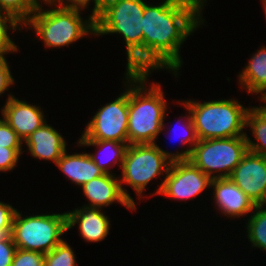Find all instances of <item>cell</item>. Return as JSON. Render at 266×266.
Returning a JSON list of instances; mask_svg holds the SVG:
<instances>
[{"label": "cell", "mask_w": 266, "mask_h": 266, "mask_svg": "<svg viewBox=\"0 0 266 266\" xmlns=\"http://www.w3.org/2000/svg\"><path fill=\"white\" fill-rule=\"evenodd\" d=\"M206 0H164L146 4L143 13V42L156 48L179 71L181 45L204 25L202 10ZM197 28V29H196Z\"/></svg>", "instance_id": "obj_1"}, {"label": "cell", "mask_w": 266, "mask_h": 266, "mask_svg": "<svg viewBox=\"0 0 266 266\" xmlns=\"http://www.w3.org/2000/svg\"><path fill=\"white\" fill-rule=\"evenodd\" d=\"M146 84H128V144L155 143L166 128L168 105L161 85Z\"/></svg>", "instance_id": "obj_2"}, {"label": "cell", "mask_w": 266, "mask_h": 266, "mask_svg": "<svg viewBox=\"0 0 266 266\" xmlns=\"http://www.w3.org/2000/svg\"><path fill=\"white\" fill-rule=\"evenodd\" d=\"M42 2L52 9L44 10ZM41 3L23 28L32 27L46 47L53 49L69 46L84 36L95 35V16L92 13L84 20L80 15L82 14L80 11L84 9L59 6L45 0H41Z\"/></svg>", "instance_id": "obj_3"}, {"label": "cell", "mask_w": 266, "mask_h": 266, "mask_svg": "<svg viewBox=\"0 0 266 266\" xmlns=\"http://www.w3.org/2000/svg\"><path fill=\"white\" fill-rule=\"evenodd\" d=\"M187 160L189 158L183 150L170 153L156 143L129 144L119 176L123 194L136 207L135 200L122 187L124 184L132 187L141 200L149 182L161 175L166 176L171 163Z\"/></svg>", "instance_id": "obj_4"}, {"label": "cell", "mask_w": 266, "mask_h": 266, "mask_svg": "<svg viewBox=\"0 0 266 266\" xmlns=\"http://www.w3.org/2000/svg\"><path fill=\"white\" fill-rule=\"evenodd\" d=\"M188 109L198 140L245 136L246 115L249 108L238 100L178 101Z\"/></svg>", "instance_id": "obj_5"}, {"label": "cell", "mask_w": 266, "mask_h": 266, "mask_svg": "<svg viewBox=\"0 0 266 266\" xmlns=\"http://www.w3.org/2000/svg\"><path fill=\"white\" fill-rule=\"evenodd\" d=\"M67 231V212L24 217L17 210L11 236L18 249L47 254L63 241L60 237Z\"/></svg>", "instance_id": "obj_6"}, {"label": "cell", "mask_w": 266, "mask_h": 266, "mask_svg": "<svg viewBox=\"0 0 266 266\" xmlns=\"http://www.w3.org/2000/svg\"><path fill=\"white\" fill-rule=\"evenodd\" d=\"M247 152L245 136L198 140L189 160L211 179L227 178Z\"/></svg>", "instance_id": "obj_7"}, {"label": "cell", "mask_w": 266, "mask_h": 266, "mask_svg": "<svg viewBox=\"0 0 266 266\" xmlns=\"http://www.w3.org/2000/svg\"><path fill=\"white\" fill-rule=\"evenodd\" d=\"M144 0H105L95 15V35L120 34L125 44L143 42Z\"/></svg>", "instance_id": "obj_8"}, {"label": "cell", "mask_w": 266, "mask_h": 266, "mask_svg": "<svg viewBox=\"0 0 266 266\" xmlns=\"http://www.w3.org/2000/svg\"><path fill=\"white\" fill-rule=\"evenodd\" d=\"M125 92L99 108L78 140H111L128 143V83Z\"/></svg>", "instance_id": "obj_9"}, {"label": "cell", "mask_w": 266, "mask_h": 266, "mask_svg": "<svg viewBox=\"0 0 266 266\" xmlns=\"http://www.w3.org/2000/svg\"><path fill=\"white\" fill-rule=\"evenodd\" d=\"M163 178L152 196L161 194L181 201L197 197L204 190L210 189L212 182V179L190 160L171 163L167 175Z\"/></svg>", "instance_id": "obj_10"}, {"label": "cell", "mask_w": 266, "mask_h": 266, "mask_svg": "<svg viewBox=\"0 0 266 266\" xmlns=\"http://www.w3.org/2000/svg\"><path fill=\"white\" fill-rule=\"evenodd\" d=\"M126 48V83H147V77L156 69H166L173 72L177 78V68L156 48L144 42L130 43Z\"/></svg>", "instance_id": "obj_11"}, {"label": "cell", "mask_w": 266, "mask_h": 266, "mask_svg": "<svg viewBox=\"0 0 266 266\" xmlns=\"http://www.w3.org/2000/svg\"><path fill=\"white\" fill-rule=\"evenodd\" d=\"M230 179L257 205L266 188V158L248 151Z\"/></svg>", "instance_id": "obj_12"}, {"label": "cell", "mask_w": 266, "mask_h": 266, "mask_svg": "<svg viewBox=\"0 0 266 266\" xmlns=\"http://www.w3.org/2000/svg\"><path fill=\"white\" fill-rule=\"evenodd\" d=\"M1 114L23 142L47 122L40 106L19 100L11 93L8 94L5 105L1 108Z\"/></svg>", "instance_id": "obj_13"}, {"label": "cell", "mask_w": 266, "mask_h": 266, "mask_svg": "<svg viewBox=\"0 0 266 266\" xmlns=\"http://www.w3.org/2000/svg\"><path fill=\"white\" fill-rule=\"evenodd\" d=\"M211 188L213 199L219 212L228 218H239L253 212L256 205L253 201L230 179H212Z\"/></svg>", "instance_id": "obj_14"}, {"label": "cell", "mask_w": 266, "mask_h": 266, "mask_svg": "<svg viewBox=\"0 0 266 266\" xmlns=\"http://www.w3.org/2000/svg\"><path fill=\"white\" fill-rule=\"evenodd\" d=\"M115 176L113 173H104L81 186L84 196L90 203L84 206L102 209L118 202L129 210H136L137 207L122 192L119 175Z\"/></svg>", "instance_id": "obj_15"}, {"label": "cell", "mask_w": 266, "mask_h": 266, "mask_svg": "<svg viewBox=\"0 0 266 266\" xmlns=\"http://www.w3.org/2000/svg\"><path fill=\"white\" fill-rule=\"evenodd\" d=\"M68 231L78 225L81 237L86 242H100L109 235L110 220L101 208L83 206L67 212Z\"/></svg>", "instance_id": "obj_16"}, {"label": "cell", "mask_w": 266, "mask_h": 266, "mask_svg": "<svg viewBox=\"0 0 266 266\" xmlns=\"http://www.w3.org/2000/svg\"><path fill=\"white\" fill-rule=\"evenodd\" d=\"M23 143L34 159L50 160L55 164L67 147L63 136L47 122L29 135Z\"/></svg>", "instance_id": "obj_17"}, {"label": "cell", "mask_w": 266, "mask_h": 266, "mask_svg": "<svg viewBox=\"0 0 266 266\" xmlns=\"http://www.w3.org/2000/svg\"><path fill=\"white\" fill-rule=\"evenodd\" d=\"M55 165L78 187L104 174L86 152L68 154L66 150Z\"/></svg>", "instance_id": "obj_18"}, {"label": "cell", "mask_w": 266, "mask_h": 266, "mask_svg": "<svg viewBox=\"0 0 266 266\" xmlns=\"http://www.w3.org/2000/svg\"><path fill=\"white\" fill-rule=\"evenodd\" d=\"M249 60L238 74V84L242 90H247L248 94H260L261 98L266 94V46H261Z\"/></svg>", "instance_id": "obj_19"}, {"label": "cell", "mask_w": 266, "mask_h": 266, "mask_svg": "<svg viewBox=\"0 0 266 266\" xmlns=\"http://www.w3.org/2000/svg\"><path fill=\"white\" fill-rule=\"evenodd\" d=\"M128 145V143L111 140H78L77 142V146H96L98 148L97 153H89V155L104 173H112L109 169L115 165H118L119 168L122 167Z\"/></svg>", "instance_id": "obj_20"}, {"label": "cell", "mask_w": 266, "mask_h": 266, "mask_svg": "<svg viewBox=\"0 0 266 266\" xmlns=\"http://www.w3.org/2000/svg\"><path fill=\"white\" fill-rule=\"evenodd\" d=\"M245 127L252 130L251 134L257 141L253 142L247 133L245 134L248 151L266 158V109L262 105L250 107L246 115Z\"/></svg>", "instance_id": "obj_21"}, {"label": "cell", "mask_w": 266, "mask_h": 266, "mask_svg": "<svg viewBox=\"0 0 266 266\" xmlns=\"http://www.w3.org/2000/svg\"><path fill=\"white\" fill-rule=\"evenodd\" d=\"M247 221L245 227L251 246L266 251V210L256 206Z\"/></svg>", "instance_id": "obj_22"}, {"label": "cell", "mask_w": 266, "mask_h": 266, "mask_svg": "<svg viewBox=\"0 0 266 266\" xmlns=\"http://www.w3.org/2000/svg\"><path fill=\"white\" fill-rule=\"evenodd\" d=\"M41 0H0V11L11 14L24 25L35 12Z\"/></svg>", "instance_id": "obj_23"}, {"label": "cell", "mask_w": 266, "mask_h": 266, "mask_svg": "<svg viewBox=\"0 0 266 266\" xmlns=\"http://www.w3.org/2000/svg\"><path fill=\"white\" fill-rule=\"evenodd\" d=\"M21 27L23 29V25L11 14L0 11V53L18 52V46L7 32L8 30L21 31Z\"/></svg>", "instance_id": "obj_24"}, {"label": "cell", "mask_w": 266, "mask_h": 266, "mask_svg": "<svg viewBox=\"0 0 266 266\" xmlns=\"http://www.w3.org/2000/svg\"><path fill=\"white\" fill-rule=\"evenodd\" d=\"M74 251L66 241H62L44 256V266H76Z\"/></svg>", "instance_id": "obj_25"}, {"label": "cell", "mask_w": 266, "mask_h": 266, "mask_svg": "<svg viewBox=\"0 0 266 266\" xmlns=\"http://www.w3.org/2000/svg\"><path fill=\"white\" fill-rule=\"evenodd\" d=\"M187 111H188V114H186L185 116H181L182 118H180L184 122H182L181 120H178V122L180 121V123H178V126L183 123L182 127H181V130H183V133L181 132L183 134V136L179 137V139L182 142L181 145L182 144L183 145L190 144L185 150V154L189 158L191 156L192 150L194 149V146L198 143V137L196 135V131H195V128H194V125H193V121H192L190 112H189L188 109H187ZM171 127L168 129V131L169 132L171 131V133L173 132L174 136L178 135V134H175V133H177V130H179V128H177V126L176 127L171 126ZM181 130H179V131H181Z\"/></svg>", "instance_id": "obj_26"}, {"label": "cell", "mask_w": 266, "mask_h": 266, "mask_svg": "<svg viewBox=\"0 0 266 266\" xmlns=\"http://www.w3.org/2000/svg\"><path fill=\"white\" fill-rule=\"evenodd\" d=\"M45 254L24 249H16L11 266H44Z\"/></svg>", "instance_id": "obj_27"}, {"label": "cell", "mask_w": 266, "mask_h": 266, "mask_svg": "<svg viewBox=\"0 0 266 266\" xmlns=\"http://www.w3.org/2000/svg\"><path fill=\"white\" fill-rule=\"evenodd\" d=\"M23 141L16 134V132L9 126V124L0 118V148L23 149Z\"/></svg>", "instance_id": "obj_28"}, {"label": "cell", "mask_w": 266, "mask_h": 266, "mask_svg": "<svg viewBox=\"0 0 266 266\" xmlns=\"http://www.w3.org/2000/svg\"><path fill=\"white\" fill-rule=\"evenodd\" d=\"M23 149L0 148V172H10L17 166Z\"/></svg>", "instance_id": "obj_29"}, {"label": "cell", "mask_w": 266, "mask_h": 266, "mask_svg": "<svg viewBox=\"0 0 266 266\" xmlns=\"http://www.w3.org/2000/svg\"><path fill=\"white\" fill-rule=\"evenodd\" d=\"M45 1L59 6L81 8L84 10L88 8L89 3L92 1L94 4L92 9V14L95 16L100 11L105 0H45Z\"/></svg>", "instance_id": "obj_30"}, {"label": "cell", "mask_w": 266, "mask_h": 266, "mask_svg": "<svg viewBox=\"0 0 266 266\" xmlns=\"http://www.w3.org/2000/svg\"><path fill=\"white\" fill-rule=\"evenodd\" d=\"M8 53H0V96L4 94V92L9 90V87H12L14 82V78L10 71V66L6 60L5 55Z\"/></svg>", "instance_id": "obj_31"}, {"label": "cell", "mask_w": 266, "mask_h": 266, "mask_svg": "<svg viewBox=\"0 0 266 266\" xmlns=\"http://www.w3.org/2000/svg\"><path fill=\"white\" fill-rule=\"evenodd\" d=\"M16 249L11 235L0 240V266H11Z\"/></svg>", "instance_id": "obj_32"}, {"label": "cell", "mask_w": 266, "mask_h": 266, "mask_svg": "<svg viewBox=\"0 0 266 266\" xmlns=\"http://www.w3.org/2000/svg\"><path fill=\"white\" fill-rule=\"evenodd\" d=\"M16 211L10 204L0 201V230H12Z\"/></svg>", "instance_id": "obj_33"}, {"label": "cell", "mask_w": 266, "mask_h": 266, "mask_svg": "<svg viewBox=\"0 0 266 266\" xmlns=\"http://www.w3.org/2000/svg\"><path fill=\"white\" fill-rule=\"evenodd\" d=\"M256 206L266 210V188L260 202Z\"/></svg>", "instance_id": "obj_34"}, {"label": "cell", "mask_w": 266, "mask_h": 266, "mask_svg": "<svg viewBox=\"0 0 266 266\" xmlns=\"http://www.w3.org/2000/svg\"><path fill=\"white\" fill-rule=\"evenodd\" d=\"M12 230H0V240L6 239L9 235H11Z\"/></svg>", "instance_id": "obj_35"}, {"label": "cell", "mask_w": 266, "mask_h": 266, "mask_svg": "<svg viewBox=\"0 0 266 266\" xmlns=\"http://www.w3.org/2000/svg\"><path fill=\"white\" fill-rule=\"evenodd\" d=\"M260 99H261L262 102H264L263 103L264 105H262V106L266 109V105H265V103H266V94H264Z\"/></svg>", "instance_id": "obj_36"}, {"label": "cell", "mask_w": 266, "mask_h": 266, "mask_svg": "<svg viewBox=\"0 0 266 266\" xmlns=\"http://www.w3.org/2000/svg\"><path fill=\"white\" fill-rule=\"evenodd\" d=\"M261 1H262V5H263V10H264L265 15H266V0H261Z\"/></svg>", "instance_id": "obj_37"}]
</instances>
